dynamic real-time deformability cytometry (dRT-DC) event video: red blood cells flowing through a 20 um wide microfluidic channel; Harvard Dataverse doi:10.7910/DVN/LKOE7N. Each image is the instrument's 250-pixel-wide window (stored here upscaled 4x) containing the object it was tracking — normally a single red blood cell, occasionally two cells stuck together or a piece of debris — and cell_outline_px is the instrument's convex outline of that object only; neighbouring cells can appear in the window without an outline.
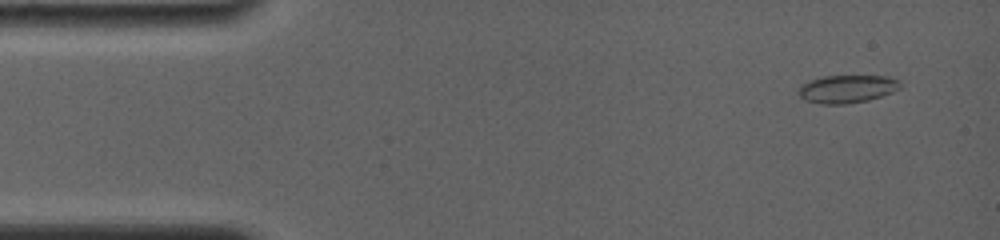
{"species": "common noctule bat (a hibernating species)", "species_latin": "Nyctalus noctula", "temperature_condition": "room temperature", "stored_images_in_passage": 40, "camera_frame_rate_fps": 4000, "um_per_image_px": 0.085, "animal": {"sex": "female", "body_mass_g": 19.0, "forearm_length_mm": 56.7}, "frame": {"image": 1, "passage_image": 3, "time_ms": 0.5, "image_size_px": [1000, 240], "cell_outline_px": [[904, 84], [900, 88], [892, 92], [868, 100], [844, 104], [820, 104], [804, 100], [796, 92], [800, 84], [808, 80], [824, 76], [888, 76], [900, 80]], "centroid_in_image_um": [71.98, 7.55], "position_along_channel_um": 13.0, "area_um2": 16.82}}
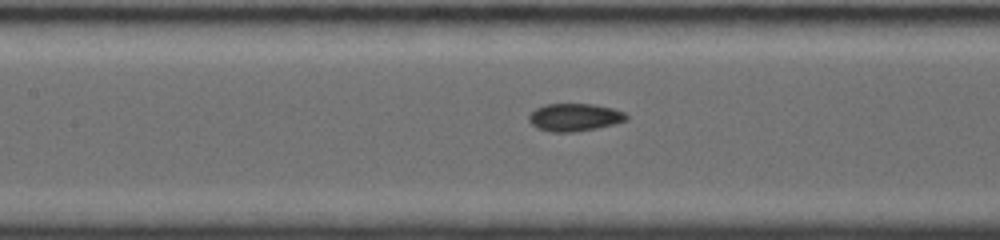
{"frame": {"image": 2, "passage_image": 20, "time_ms": 6.75, "image_size_px": [1000, 240], "cell_outline_px": [[628, 120], [596, 128], [572, 132], [552, 132], [536, 128], [528, 120], [528, 116], [536, 108], [544, 104], [592, 104], [612, 108], [624, 112], [628, 116]], "centroid_in_image_um": [48.81, 9.97], "position_along_channel_um": 158.6, "area_um2": 15.66}}
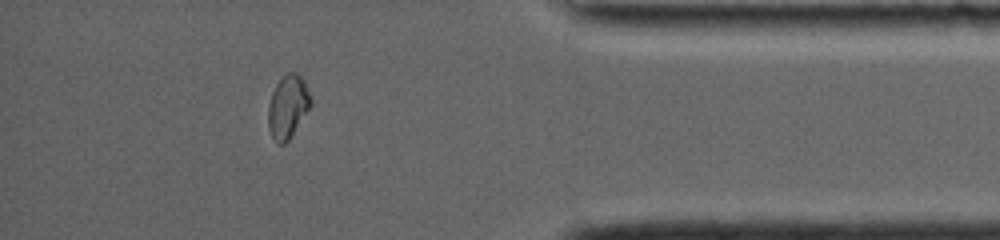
{"frame": {"image": 3, "passage_image": 35, "time_ms": 13.75, "image_size_px": [1000, 240], "cell_outline_px": [[312, 104], [288, 140], [284, 144], [280, 144], [272, 136], [268, 128], [268, 108], [272, 92], [276, 84], [288, 72], [296, 72], [304, 80], [312, 96]], "centroid_in_image_um": [24.48, 9.04], "position_along_channel_um": 410.7, "area_um2": 15.49}}